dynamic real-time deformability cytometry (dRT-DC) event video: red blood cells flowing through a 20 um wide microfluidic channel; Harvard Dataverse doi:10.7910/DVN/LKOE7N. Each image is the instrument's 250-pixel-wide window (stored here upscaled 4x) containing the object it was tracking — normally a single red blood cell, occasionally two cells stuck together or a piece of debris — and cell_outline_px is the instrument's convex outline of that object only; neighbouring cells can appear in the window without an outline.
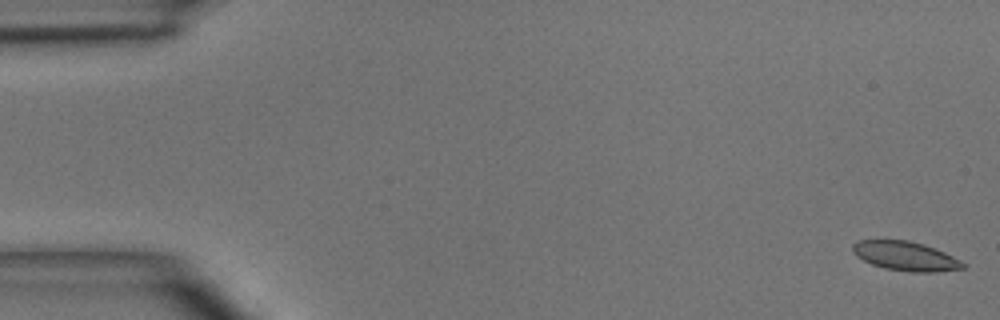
{"species": "common noctule bat (a hibernating species)", "species_latin": "Nyctalus noctula", "temperature_condition": "room temperature", "stored_images_in_passage": 4, "camera_frame_rate_fps": 3000, "um_per_image_px": 0.085, "animal": {"sex": "male", "body_mass_g": 15.6}, "frame": {"image": 1, "passage_image": 1, "time_ms": 0.0, "image_size_px": [1000, 320], "cell_outline_px": [[968, 264], [964, 268], [936, 272], [912, 272], [884, 268], [872, 264], [856, 256], [852, 252], [852, 244], [856, 240], [908, 240], [924, 244], [944, 252]], "centroid_in_image_um": [76.96, 21.76], "position_along_channel_um": 8.0, "area_um2": 18.84}}